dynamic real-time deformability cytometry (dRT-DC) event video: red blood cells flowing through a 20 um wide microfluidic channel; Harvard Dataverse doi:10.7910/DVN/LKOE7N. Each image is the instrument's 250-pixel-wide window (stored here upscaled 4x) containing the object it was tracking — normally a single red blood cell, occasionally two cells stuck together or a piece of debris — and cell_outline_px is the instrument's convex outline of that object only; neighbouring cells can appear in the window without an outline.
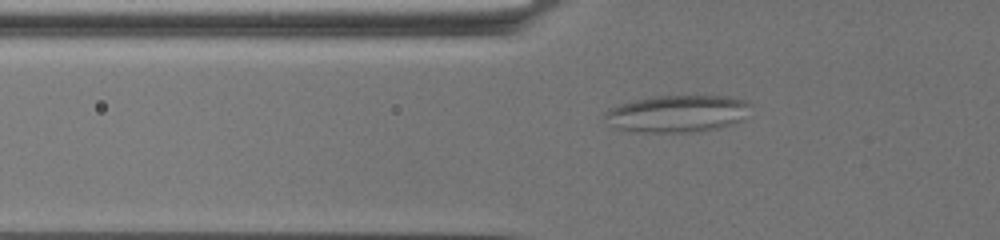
{"species": "common noctule bat (a hibernating species)", "species_latin": "Nyctalus noctula", "temperature_condition": "warm", "stored_images_in_passage": 78, "camera_frame_rate_fps": 3000, "um_per_image_px": 0.085, "animal": {"sex": "female", "body_mass_g": 19.5, "forearm_length_mm": 54.1}, "frame": {"image": 1, "passage_image": 31, "time_ms": 10.0, "image_size_px": [1000, 240], "cell_outline_px": [[752, 104], [740, 120], [732, 124], [716, 128], [688, 132], [640, 132], [612, 128], [604, 116], [604, 112], [608, 108], [620, 104], [636, 100], [656, 96], [728, 96], [744, 100]], "centroid_in_image_um": [57.52, 9.66], "position_along_channel_um": 68.3, "area_um2": 31.27}}
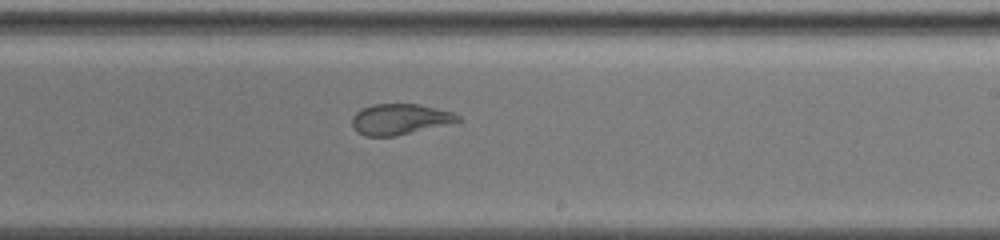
{"frame": {"image": 2, "passage_image": 51, "time_ms": 16.667, "image_size_px": [1000, 240], "cell_outline_px": [[460, 124], [396, 136], [364, 136], [356, 132], [352, 124], [352, 116], [360, 108], [372, 104], [420, 104], [452, 112], [460, 116]], "centroid_in_image_um": [34.06, 10.15], "position_along_channel_um": 254.9, "area_um2": 19.71}}
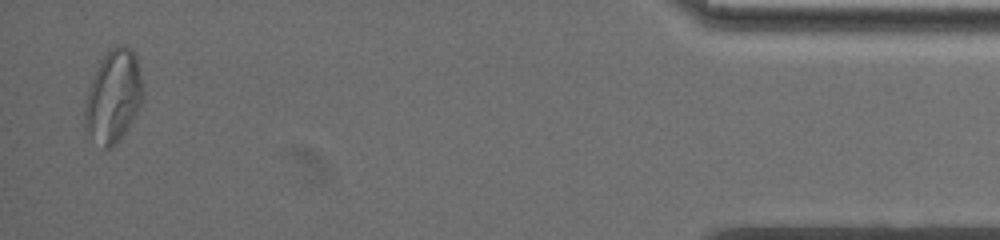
{"frame": {"image": 3, "passage_image": 76, "time_ms": 25.0, "image_size_px": [1000, 240], "cell_outline_px": [[144, 96], [136, 116], [116, 144], [112, 148], [104, 148], [84, 136], [84, 104], [88, 88], [100, 60], [112, 48], [120, 44], [124, 44], [132, 48], [136, 56], [144, 88]], "centroid_in_image_um": [9.62, 8.23], "position_along_channel_um": 425.6, "area_um2": 32.08}}